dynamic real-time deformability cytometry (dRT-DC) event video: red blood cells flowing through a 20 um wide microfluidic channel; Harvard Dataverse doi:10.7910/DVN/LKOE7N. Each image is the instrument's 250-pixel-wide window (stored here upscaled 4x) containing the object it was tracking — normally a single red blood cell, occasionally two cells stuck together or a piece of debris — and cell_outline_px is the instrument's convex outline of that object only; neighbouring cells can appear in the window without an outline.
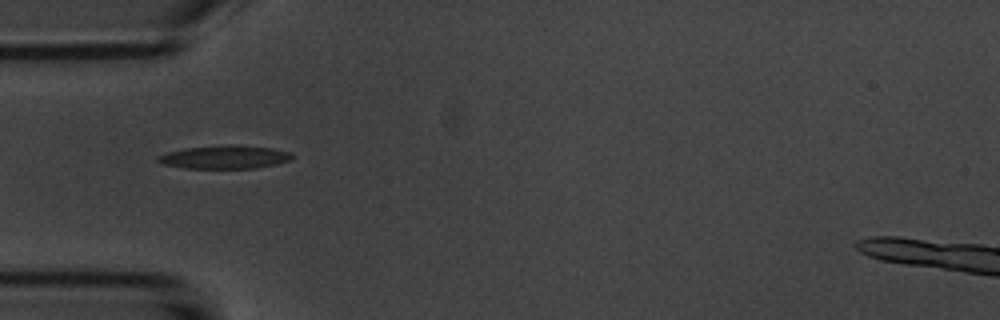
{"species": "common noctule bat (a hibernating species)", "species_latin": "Nyctalus noctula", "temperature_condition": "room temperature", "stored_images_in_passage": 16, "camera_frame_rate_fps": 3000, "um_per_image_px": 0.085, "animal": {"sex": "male", "body_mass_g": 20.1, "forearm_length_mm": 53.5}, "frame": {"image": 1, "passage_image": 1, "time_ms": 0.0, "image_size_px": [1000, 320], "cell_outline_px": [[292, 160], [276, 164], [256, 168], [184, 168], [164, 164], [156, 160], [156, 156], [168, 152], [188, 148], [228, 144], [232, 144], [272, 148], [292, 152]], "centroid_in_image_um": [19.13, 13.35], "position_along_channel_um": 65.9, "area_um2": 18.21}}
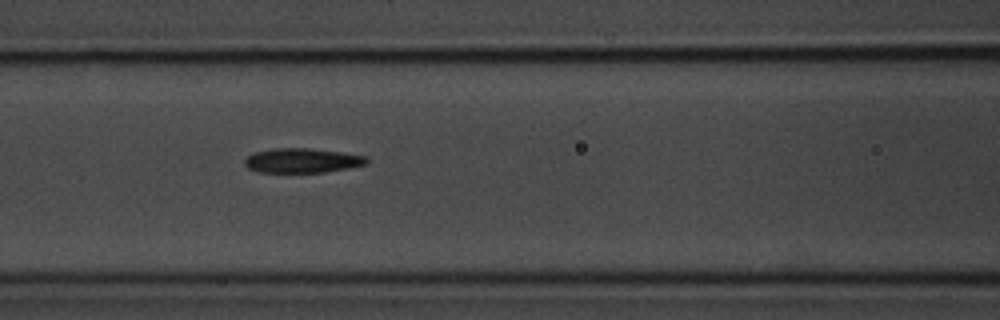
{"frame": {"image": 2, "passage_image": 7, "time_ms": 2.0, "image_size_px": [1000, 320], "cell_outline_px": [[368, 164], [348, 168], [324, 172], [256, 172], [248, 168], [244, 164], [244, 160], [252, 152], [272, 148], [312, 148], [344, 152], [364, 156], [368, 160]], "centroid_in_image_um": [25.66, 13.63], "position_along_channel_um": 140.9, "area_um2": 17.63}}
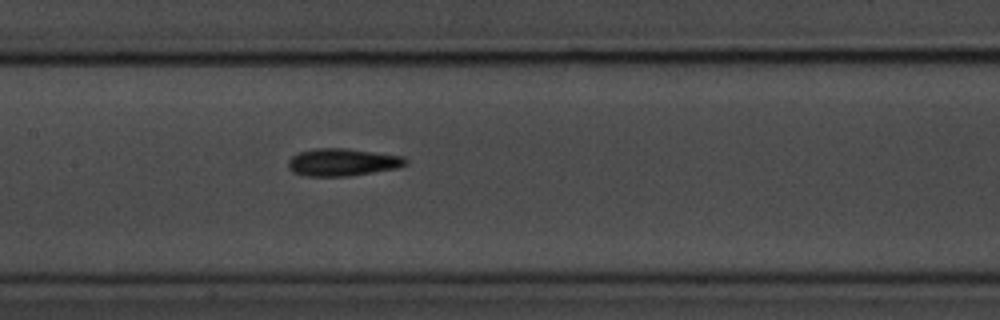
{"frame": {"image": 3, "passage_image": 10, "time_ms": 3.0, "image_size_px": [1000, 320], "cell_outline_px": [[408, 164], [396, 168], [348, 176], [304, 176], [292, 172], [288, 168], [288, 160], [292, 156], [300, 152], [316, 148], [344, 148], [404, 156], [408, 160]], "centroid_in_image_um": [29.1, 13.79], "position_along_channel_um": 178.3, "area_um2": 18.79}}